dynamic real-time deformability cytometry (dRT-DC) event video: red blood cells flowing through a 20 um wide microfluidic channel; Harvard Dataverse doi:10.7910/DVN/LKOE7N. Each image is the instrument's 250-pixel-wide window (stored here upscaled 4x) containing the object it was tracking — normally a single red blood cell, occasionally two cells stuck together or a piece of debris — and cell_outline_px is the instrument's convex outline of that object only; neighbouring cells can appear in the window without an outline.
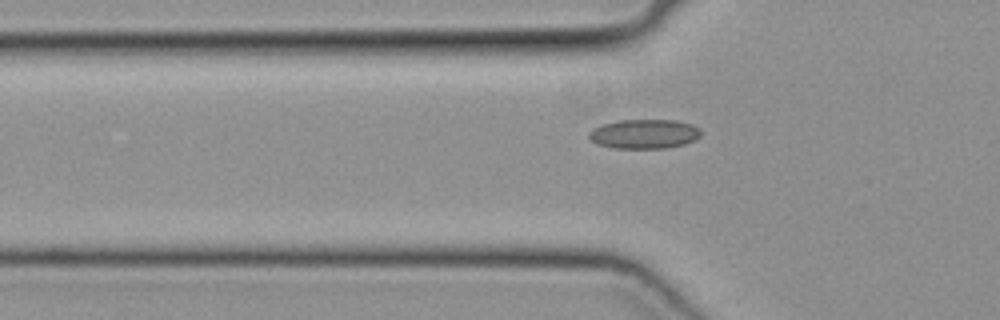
{"species": "common noctule bat (a hibernating species)", "species_latin": "Nyctalus noctula", "temperature_condition": "cold", "stored_images_in_passage": 33, "camera_frame_rate_fps": 3000, "um_per_image_px": 0.085, "animal": {"sex": "female", "body_mass_g": 19.3, "forearm_length_mm": 54.1}, "frame": {"image": 1, "passage_image": 17, "time_ms": 5.333, "image_size_px": [1000, 320], "cell_outline_px": [[700, 136], [696, 140], [684, 144], [668, 148], [616, 148], [600, 144], [592, 140], [588, 136], [588, 132], [592, 128], [604, 124], [620, 120], [676, 120], [692, 124], [700, 128]], "centroid_in_image_um": [54.8, 11.38], "position_along_channel_um": 71.0, "area_um2": 19.13}}
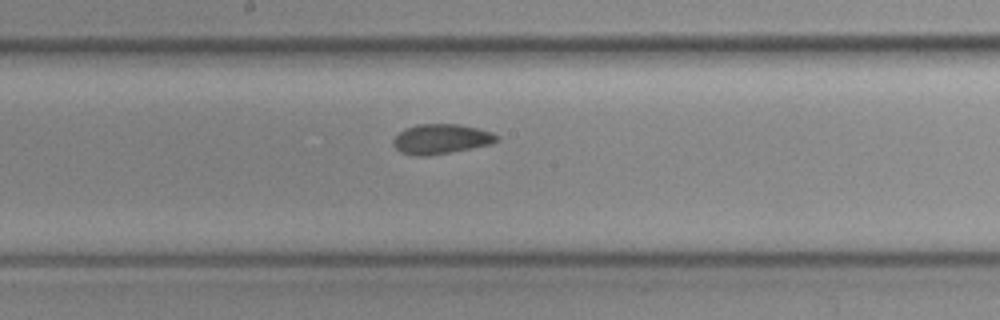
{"frame": {"image": 2, "passage_image": 27, "time_ms": 8.667, "image_size_px": [1000, 320], "cell_outline_px": [[500, 140], [492, 144], [448, 152], [424, 156], [420, 156], [404, 152], [396, 148], [392, 144], [392, 140], [404, 128], [416, 124], [460, 124], [492, 132], [500, 136]], "centroid_in_image_um": [37.52, 11.79], "position_along_channel_um": 210.7, "area_um2": 17.86}}
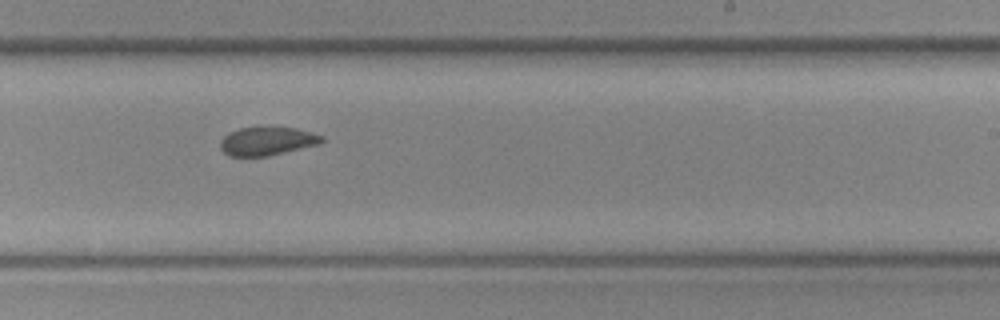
{"frame": {"image": 3, "passage_image": 31, "time_ms": 10.0, "image_size_px": [1000, 320], "cell_outline_px": [[324, 140], [320, 144], [268, 156], [228, 156], [220, 148], [220, 140], [228, 132], [240, 128], [296, 128], [312, 132], [324, 136]], "centroid_in_image_um": [22.71, 12.01], "position_along_channel_um": 266.3, "area_um2": 16.76}}